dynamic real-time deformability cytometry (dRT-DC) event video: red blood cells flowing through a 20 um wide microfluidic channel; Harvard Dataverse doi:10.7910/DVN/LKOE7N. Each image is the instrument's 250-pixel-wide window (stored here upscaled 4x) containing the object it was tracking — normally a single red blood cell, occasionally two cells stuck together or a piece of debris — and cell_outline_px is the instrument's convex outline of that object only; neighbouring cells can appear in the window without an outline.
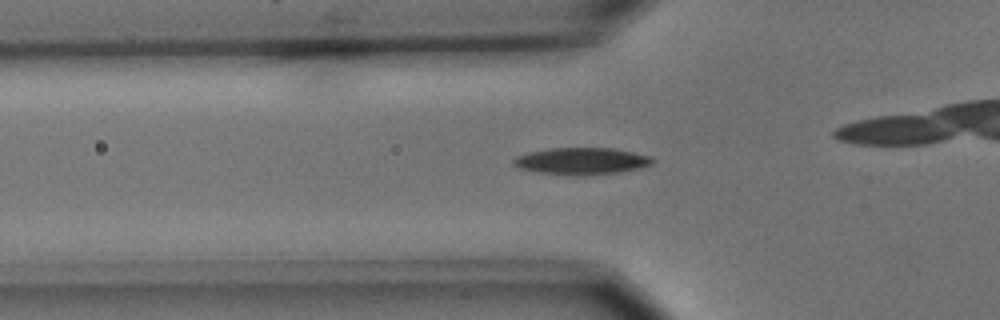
{"species": "common noctule bat (a hibernating species)", "species_latin": "Nyctalus noctula", "temperature_condition": "cold", "stored_images_in_passage": 46, "camera_frame_rate_fps": 3000, "um_per_image_px": 0.085, "animal": {"sex": "male", "body_mass_g": 15.6}, "frame": {"image": 1, "passage_image": 19, "time_ms": 6.0, "image_size_px": [1000, 320], "cell_outline_px": [[652, 164], [640, 168], [620, 172], [572, 176], [568, 176], [536, 172], [520, 168], [512, 164], [512, 160], [516, 156], [528, 152], [548, 148], [612, 148], [652, 156]], "centroid_in_image_um": [49.39, 13.69], "position_along_channel_um": 76.4, "area_um2": 21.91}}
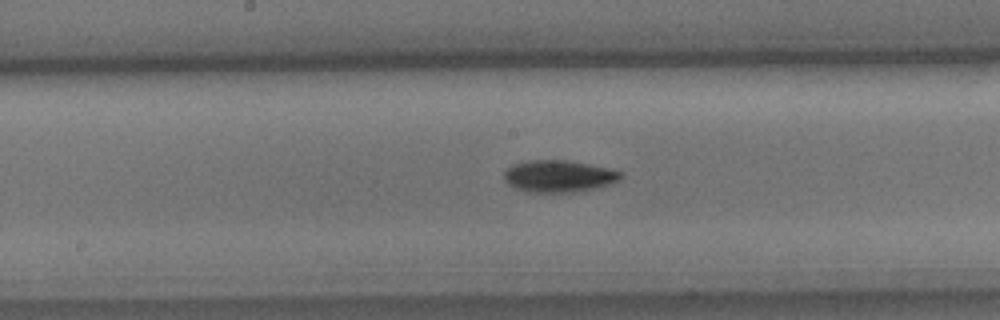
{"frame": {"image": 2, "passage_image": 29, "time_ms": 9.333, "image_size_px": [1000, 320], "cell_outline_px": [[620, 180], [608, 184], [576, 192], [528, 192], [512, 188], [504, 180], [504, 172], [512, 164], [528, 160], [568, 160], [612, 168], [620, 172]], "centroid_in_image_um": [47.45, 14.97], "position_along_channel_um": 200.8, "area_um2": 21.79}}
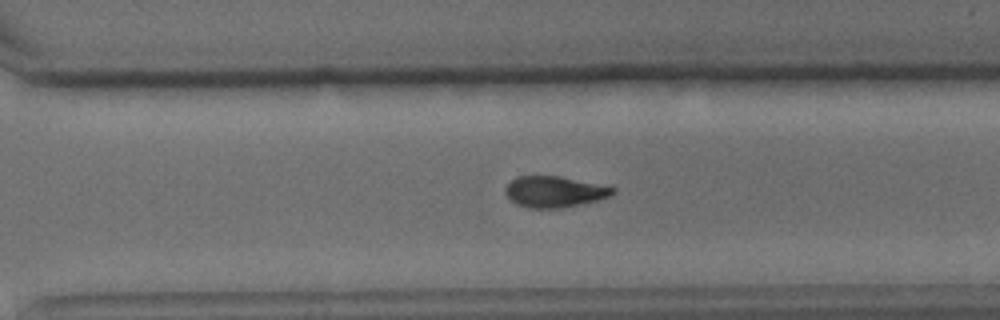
{"frame": {"image": 3, "passage_image": 39, "time_ms": 12.667, "image_size_px": [1000, 320], "cell_outline_px": [[616, 192], [608, 196], [596, 200], [560, 208], [528, 208], [516, 204], [504, 192], [504, 188], [516, 176], [560, 176], [616, 188]], "centroid_in_image_um": [47.09, 16.29], "position_along_channel_um": 323.5, "area_um2": 19.19}}